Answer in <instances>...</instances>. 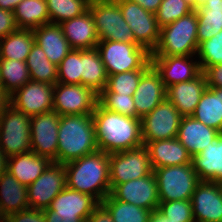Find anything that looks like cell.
<instances>
[{
	"label": "cell",
	"instance_id": "cell-8",
	"mask_svg": "<svg viewBox=\"0 0 222 222\" xmlns=\"http://www.w3.org/2000/svg\"><path fill=\"white\" fill-rule=\"evenodd\" d=\"M99 202L91 195L65 187L44 209L46 222H85Z\"/></svg>",
	"mask_w": 222,
	"mask_h": 222
},
{
	"label": "cell",
	"instance_id": "cell-19",
	"mask_svg": "<svg viewBox=\"0 0 222 222\" xmlns=\"http://www.w3.org/2000/svg\"><path fill=\"white\" fill-rule=\"evenodd\" d=\"M190 201L195 222H222V184L200 181Z\"/></svg>",
	"mask_w": 222,
	"mask_h": 222
},
{
	"label": "cell",
	"instance_id": "cell-50",
	"mask_svg": "<svg viewBox=\"0 0 222 222\" xmlns=\"http://www.w3.org/2000/svg\"><path fill=\"white\" fill-rule=\"evenodd\" d=\"M148 222H172L169 218L161 214L157 209L152 211Z\"/></svg>",
	"mask_w": 222,
	"mask_h": 222
},
{
	"label": "cell",
	"instance_id": "cell-37",
	"mask_svg": "<svg viewBox=\"0 0 222 222\" xmlns=\"http://www.w3.org/2000/svg\"><path fill=\"white\" fill-rule=\"evenodd\" d=\"M90 0H46L50 23L60 24L88 9Z\"/></svg>",
	"mask_w": 222,
	"mask_h": 222
},
{
	"label": "cell",
	"instance_id": "cell-49",
	"mask_svg": "<svg viewBox=\"0 0 222 222\" xmlns=\"http://www.w3.org/2000/svg\"><path fill=\"white\" fill-rule=\"evenodd\" d=\"M22 0H0V8L14 12Z\"/></svg>",
	"mask_w": 222,
	"mask_h": 222
},
{
	"label": "cell",
	"instance_id": "cell-39",
	"mask_svg": "<svg viewBox=\"0 0 222 222\" xmlns=\"http://www.w3.org/2000/svg\"><path fill=\"white\" fill-rule=\"evenodd\" d=\"M57 82L81 84V49H71L57 66Z\"/></svg>",
	"mask_w": 222,
	"mask_h": 222
},
{
	"label": "cell",
	"instance_id": "cell-17",
	"mask_svg": "<svg viewBox=\"0 0 222 222\" xmlns=\"http://www.w3.org/2000/svg\"><path fill=\"white\" fill-rule=\"evenodd\" d=\"M116 199L154 211L160 203L154 173L116 185L110 192Z\"/></svg>",
	"mask_w": 222,
	"mask_h": 222
},
{
	"label": "cell",
	"instance_id": "cell-21",
	"mask_svg": "<svg viewBox=\"0 0 222 222\" xmlns=\"http://www.w3.org/2000/svg\"><path fill=\"white\" fill-rule=\"evenodd\" d=\"M206 88V78L204 73L201 72L193 80L167 87L166 98L183 117H188L193 115Z\"/></svg>",
	"mask_w": 222,
	"mask_h": 222
},
{
	"label": "cell",
	"instance_id": "cell-23",
	"mask_svg": "<svg viewBox=\"0 0 222 222\" xmlns=\"http://www.w3.org/2000/svg\"><path fill=\"white\" fill-rule=\"evenodd\" d=\"M144 146L153 169L192 164V156L177 138L147 142Z\"/></svg>",
	"mask_w": 222,
	"mask_h": 222
},
{
	"label": "cell",
	"instance_id": "cell-42",
	"mask_svg": "<svg viewBox=\"0 0 222 222\" xmlns=\"http://www.w3.org/2000/svg\"><path fill=\"white\" fill-rule=\"evenodd\" d=\"M98 103L109 111L136 118L133 96L117 93H100L98 95Z\"/></svg>",
	"mask_w": 222,
	"mask_h": 222
},
{
	"label": "cell",
	"instance_id": "cell-36",
	"mask_svg": "<svg viewBox=\"0 0 222 222\" xmlns=\"http://www.w3.org/2000/svg\"><path fill=\"white\" fill-rule=\"evenodd\" d=\"M101 203L108 209L114 222H148L152 213L151 210L138 207L135 204L116 200L111 194Z\"/></svg>",
	"mask_w": 222,
	"mask_h": 222
},
{
	"label": "cell",
	"instance_id": "cell-34",
	"mask_svg": "<svg viewBox=\"0 0 222 222\" xmlns=\"http://www.w3.org/2000/svg\"><path fill=\"white\" fill-rule=\"evenodd\" d=\"M0 81L2 90L8 96L12 95L30 81V73L26 62L0 59Z\"/></svg>",
	"mask_w": 222,
	"mask_h": 222
},
{
	"label": "cell",
	"instance_id": "cell-27",
	"mask_svg": "<svg viewBox=\"0 0 222 222\" xmlns=\"http://www.w3.org/2000/svg\"><path fill=\"white\" fill-rule=\"evenodd\" d=\"M51 162L49 158L30 151L8 157L7 171L22 185L28 187L46 170Z\"/></svg>",
	"mask_w": 222,
	"mask_h": 222
},
{
	"label": "cell",
	"instance_id": "cell-54",
	"mask_svg": "<svg viewBox=\"0 0 222 222\" xmlns=\"http://www.w3.org/2000/svg\"><path fill=\"white\" fill-rule=\"evenodd\" d=\"M0 222H12V220L7 216V215H4L2 218H1V221Z\"/></svg>",
	"mask_w": 222,
	"mask_h": 222
},
{
	"label": "cell",
	"instance_id": "cell-53",
	"mask_svg": "<svg viewBox=\"0 0 222 222\" xmlns=\"http://www.w3.org/2000/svg\"><path fill=\"white\" fill-rule=\"evenodd\" d=\"M195 10L199 6H202L207 0H185Z\"/></svg>",
	"mask_w": 222,
	"mask_h": 222
},
{
	"label": "cell",
	"instance_id": "cell-30",
	"mask_svg": "<svg viewBox=\"0 0 222 222\" xmlns=\"http://www.w3.org/2000/svg\"><path fill=\"white\" fill-rule=\"evenodd\" d=\"M107 78L98 50L81 49V84L99 95L106 87Z\"/></svg>",
	"mask_w": 222,
	"mask_h": 222
},
{
	"label": "cell",
	"instance_id": "cell-5",
	"mask_svg": "<svg viewBox=\"0 0 222 222\" xmlns=\"http://www.w3.org/2000/svg\"><path fill=\"white\" fill-rule=\"evenodd\" d=\"M96 49L108 76L133 70H147L151 66V53L140 44L105 40L99 41Z\"/></svg>",
	"mask_w": 222,
	"mask_h": 222
},
{
	"label": "cell",
	"instance_id": "cell-25",
	"mask_svg": "<svg viewBox=\"0 0 222 222\" xmlns=\"http://www.w3.org/2000/svg\"><path fill=\"white\" fill-rule=\"evenodd\" d=\"M33 32L35 43L42 48L48 60L56 66L72 49L59 24H45L33 29Z\"/></svg>",
	"mask_w": 222,
	"mask_h": 222
},
{
	"label": "cell",
	"instance_id": "cell-46",
	"mask_svg": "<svg viewBox=\"0 0 222 222\" xmlns=\"http://www.w3.org/2000/svg\"><path fill=\"white\" fill-rule=\"evenodd\" d=\"M206 78L207 87L222 88V64H216L202 71Z\"/></svg>",
	"mask_w": 222,
	"mask_h": 222
},
{
	"label": "cell",
	"instance_id": "cell-14",
	"mask_svg": "<svg viewBox=\"0 0 222 222\" xmlns=\"http://www.w3.org/2000/svg\"><path fill=\"white\" fill-rule=\"evenodd\" d=\"M66 187L64 164L52 161L46 170L27 187L29 208L44 210Z\"/></svg>",
	"mask_w": 222,
	"mask_h": 222
},
{
	"label": "cell",
	"instance_id": "cell-31",
	"mask_svg": "<svg viewBox=\"0 0 222 222\" xmlns=\"http://www.w3.org/2000/svg\"><path fill=\"white\" fill-rule=\"evenodd\" d=\"M34 44L35 35L32 29H18L0 38V59L26 62Z\"/></svg>",
	"mask_w": 222,
	"mask_h": 222
},
{
	"label": "cell",
	"instance_id": "cell-29",
	"mask_svg": "<svg viewBox=\"0 0 222 222\" xmlns=\"http://www.w3.org/2000/svg\"><path fill=\"white\" fill-rule=\"evenodd\" d=\"M192 117L222 133V88L207 87Z\"/></svg>",
	"mask_w": 222,
	"mask_h": 222
},
{
	"label": "cell",
	"instance_id": "cell-16",
	"mask_svg": "<svg viewBox=\"0 0 222 222\" xmlns=\"http://www.w3.org/2000/svg\"><path fill=\"white\" fill-rule=\"evenodd\" d=\"M54 85L30 80L9 96L10 104L32 117L53 111Z\"/></svg>",
	"mask_w": 222,
	"mask_h": 222
},
{
	"label": "cell",
	"instance_id": "cell-40",
	"mask_svg": "<svg viewBox=\"0 0 222 222\" xmlns=\"http://www.w3.org/2000/svg\"><path fill=\"white\" fill-rule=\"evenodd\" d=\"M194 11L185 0H162L155 13L158 26L162 28Z\"/></svg>",
	"mask_w": 222,
	"mask_h": 222
},
{
	"label": "cell",
	"instance_id": "cell-33",
	"mask_svg": "<svg viewBox=\"0 0 222 222\" xmlns=\"http://www.w3.org/2000/svg\"><path fill=\"white\" fill-rule=\"evenodd\" d=\"M19 29H35L50 23L46 0H22L14 10Z\"/></svg>",
	"mask_w": 222,
	"mask_h": 222
},
{
	"label": "cell",
	"instance_id": "cell-3",
	"mask_svg": "<svg viewBox=\"0 0 222 222\" xmlns=\"http://www.w3.org/2000/svg\"><path fill=\"white\" fill-rule=\"evenodd\" d=\"M98 150L92 114L61 116L57 163L66 164Z\"/></svg>",
	"mask_w": 222,
	"mask_h": 222
},
{
	"label": "cell",
	"instance_id": "cell-13",
	"mask_svg": "<svg viewBox=\"0 0 222 222\" xmlns=\"http://www.w3.org/2000/svg\"><path fill=\"white\" fill-rule=\"evenodd\" d=\"M98 103V94L82 84L54 85L53 111L60 116L92 114Z\"/></svg>",
	"mask_w": 222,
	"mask_h": 222
},
{
	"label": "cell",
	"instance_id": "cell-32",
	"mask_svg": "<svg viewBox=\"0 0 222 222\" xmlns=\"http://www.w3.org/2000/svg\"><path fill=\"white\" fill-rule=\"evenodd\" d=\"M198 16V44L211 39L222 30V0H207L195 9Z\"/></svg>",
	"mask_w": 222,
	"mask_h": 222
},
{
	"label": "cell",
	"instance_id": "cell-48",
	"mask_svg": "<svg viewBox=\"0 0 222 222\" xmlns=\"http://www.w3.org/2000/svg\"><path fill=\"white\" fill-rule=\"evenodd\" d=\"M132 2L138 3L146 11L156 13L162 0H130Z\"/></svg>",
	"mask_w": 222,
	"mask_h": 222
},
{
	"label": "cell",
	"instance_id": "cell-20",
	"mask_svg": "<svg viewBox=\"0 0 222 222\" xmlns=\"http://www.w3.org/2000/svg\"><path fill=\"white\" fill-rule=\"evenodd\" d=\"M167 88L159 73L151 65L141 76L133 95L136 118L142 119L166 99Z\"/></svg>",
	"mask_w": 222,
	"mask_h": 222
},
{
	"label": "cell",
	"instance_id": "cell-1",
	"mask_svg": "<svg viewBox=\"0 0 222 222\" xmlns=\"http://www.w3.org/2000/svg\"><path fill=\"white\" fill-rule=\"evenodd\" d=\"M92 115L99 150L111 154L143 145L141 119L109 111L99 103Z\"/></svg>",
	"mask_w": 222,
	"mask_h": 222
},
{
	"label": "cell",
	"instance_id": "cell-11",
	"mask_svg": "<svg viewBox=\"0 0 222 222\" xmlns=\"http://www.w3.org/2000/svg\"><path fill=\"white\" fill-rule=\"evenodd\" d=\"M182 115L166 98L141 119L143 145L177 137Z\"/></svg>",
	"mask_w": 222,
	"mask_h": 222
},
{
	"label": "cell",
	"instance_id": "cell-35",
	"mask_svg": "<svg viewBox=\"0 0 222 222\" xmlns=\"http://www.w3.org/2000/svg\"><path fill=\"white\" fill-rule=\"evenodd\" d=\"M30 80L55 85L57 83V66L51 63L42 48L35 43L27 57Z\"/></svg>",
	"mask_w": 222,
	"mask_h": 222
},
{
	"label": "cell",
	"instance_id": "cell-52",
	"mask_svg": "<svg viewBox=\"0 0 222 222\" xmlns=\"http://www.w3.org/2000/svg\"><path fill=\"white\" fill-rule=\"evenodd\" d=\"M8 156L0 148V176L7 172Z\"/></svg>",
	"mask_w": 222,
	"mask_h": 222
},
{
	"label": "cell",
	"instance_id": "cell-15",
	"mask_svg": "<svg viewBox=\"0 0 222 222\" xmlns=\"http://www.w3.org/2000/svg\"><path fill=\"white\" fill-rule=\"evenodd\" d=\"M61 116L55 111L31 117V151L57 162L58 128Z\"/></svg>",
	"mask_w": 222,
	"mask_h": 222
},
{
	"label": "cell",
	"instance_id": "cell-51",
	"mask_svg": "<svg viewBox=\"0 0 222 222\" xmlns=\"http://www.w3.org/2000/svg\"><path fill=\"white\" fill-rule=\"evenodd\" d=\"M9 104V96L3 90H0V117Z\"/></svg>",
	"mask_w": 222,
	"mask_h": 222
},
{
	"label": "cell",
	"instance_id": "cell-4",
	"mask_svg": "<svg viewBox=\"0 0 222 222\" xmlns=\"http://www.w3.org/2000/svg\"><path fill=\"white\" fill-rule=\"evenodd\" d=\"M196 11L160 28L159 42L150 56H193L197 54Z\"/></svg>",
	"mask_w": 222,
	"mask_h": 222
},
{
	"label": "cell",
	"instance_id": "cell-28",
	"mask_svg": "<svg viewBox=\"0 0 222 222\" xmlns=\"http://www.w3.org/2000/svg\"><path fill=\"white\" fill-rule=\"evenodd\" d=\"M29 208L27 187L8 171L0 176V213L9 215Z\"/></svg>",
	"mask_w": 222,
	"mask_h": 222
},
{
	"label": "cell",
	"instance_id": "cell-12",
	"mask_svg": "<svg viewBox=\"0 0 222 222\" xmlns=\"http://www.w3.org/2000/svg\"><path fill=\"white\" fill-rule=\"evenodd\" d=\"M120 7L122 16L135 36V40L152 53L156 48L160 27L154 13L146 11L138 3L130 0H115Z\"/></svg>",
	"mask_w": 222,
	"mask_h": 222
},
{
	"label": "cell",
	"instance_id": "cell-22",
	"mask_svg": "<svg viewBox=\"0 0 222 222\" xmlns=\"http://www.w3.org/2000/svg\"><path fill=\"white\" fill-rule=\"evenodd\" d=\"M72 49H94L99 39L89 9L81 15L59 24Z\"/></svg>",
	"mask_w": 222,
	"mask_h": 222
},
{
	"label": "cell",
	"instance_id": "cell-6",
	"mask_svg": "<svg viewBox=\"0 0 222 222\" xmlns=\"http://www.w3.org/2000/svg\"><path fill=\"white\" fill-rule=\"evenodd\" d=\"M88 9L94 19L99 41L139 44L115 0H90Z\"/></svg>",
	"mask_w": 222,
	"mask_h": 222
},
{
	"label": "cell",
	"instance_id": "cell-41",
	"mask_svg": "<svg viewBox=\"0 0 222 222\" xmlns=\"http://www.w3.org/2000/svg\"><path fill=\"white\" fill-rule=\"evenodd\" d=\"M196 57L201 71L207 67L222 64V30L211 39L199 44Z\"/></svg>",
	"mask_w": 222,
	"mask_h": 222
},
{
	"label": "cell",
	"instance_id": "cell-44",
	"mask_svg": "<svg viewBox=\"0 0 222 222\" xmlns=\"http://www.w3.org/2000/svg\"><path fill=\"white\" fill-rule=\"evenodd\" d=\"M12 222H46L44 210L25 209L16 213L7 215Z\"/></svg>",
	"mask_w": 222,
	"mask_h": 222
},
{
	"label": "cell",
	"instance_id": "cell-18",
	"mask_svg": "<svg viewBox=\"0 0 222 222\" xmlns=\"http://www.w3.org/2000/svg\"><path fill=\"white\" fill-rule=\"evenodd\" d=\"M150 61L166 88L180 82L193 80L202 72L196 55L150 56Z\"/></svg>",
	"mask_w": 222,
	"mask_h": 222
},
{
	"label": "cell",
	"instance_id": "cell-10",
	"mask_svg": "<svg viewBox=\"0 0 222 222\" xmlns=\"http://www.w3.org/2000/svg\"><path fill=\"white\" fill-rule=\"evenodd\" d=\"M110 190L116 185L140 179L153 173L144 145L109 154Z\"/></svg>",
	"mask_w": 222,
	"mask_h": 222
},
{
	"label": "cell",
	"instance_id": "cell-43",
	"mask_svg": "<svg viewBox=\"0 0 222 222\" xmlns=\"http://www.w3.org/2000/svg\"><path fill=\"white\" fill-rule=\"evenodd\" d=\"M157 210L172 222H195L190 200L160 202Z\"/></svg>",
	"mask_w": 222,
	"mask_h": 222
},
{
	"label": "cell",
	"instance_id": "cell-45",
	"mask_svg": "<svg viewBox=\"0 0 222 222\" xmlns=\"http://www.w3.org/2000/svg\"><path fill=\"white\" fill-rule=\"evenodd\" d=\"M14 12L0 8V38L18 30Z\"/></svg>",
	"mask_w": 222,
	"mask_h": 222
},
{
	"label": "cell",
	"instance_id": "cell-9",
	"mask_svg": "<svg viewBox=\"0 0 222 222\" xmlns=\"http://www.w3.org/2000/svg\"><path fill=\"white\" fill-rule=\"evenodd\" d=\"M31 117L9 104L0 117V148L8 156L31 151Z\"/></svg>",
	"mask_w": 222,
	"mask_h": 222
},
{
	"label": "cell",
	"instance_id": "cell-26",
	"mask_svg": "<svg viewBox=\"0 0 222 222\" xmlns=\"http://www.w3.org/2000/svg\"><path fill=\"white\" fill-rule=\"evenodd\" d=\"M192 165L201 181L222 184V133L202 152L192 157Z\"/></svg>",
	"mask_w": 222,
	"mask_h": 222
},
{
	"label": "cell",
	"instance_id": "cell-7",
	"mask_svg": "<svg viewBox=\"0 0 222 222\" xmlns=\"http://www.w3.org/2000/svg\"><path fill=\"white\" fill-rule=\"evenodd\" d=\"M160 202L191 200L201 181L192 164L153 169Z\"/></svg>",
	"mask_w": 222,
	"mask_h": 222
},
{
	"label": "cell",
	"instance_id": "cell-38",
	"mask_svg": "<svg viewBox=\"0 0 222 222\" xmlns=\"http://www.w3.org/2000/svg\"><path fill=\"white\" fill-rule=\"evenodd\" d=\"M146 70H133L129 72L109 75L105 89L101 93H117L133 96Z\"/></svg>",
	"mask_w": 222,
	"mask_h": 222
},
{
	"label": "cell",
	"instance_id": "cell-24",
	"mask_svg": "<svg viewBox=\"0 0 222 222\" xmlns=\"http://www.w3.org/2000/svg\"><path fill=\"white\" fill-rule=\"evenodd\" d=\"M219 135V131L188 116L182 117L176 138L193 157L208 147L210 142H214Z\"/></svg>",
	"mask_w": 222,
	"mask_h": 222
},
{
	"label": "cell",
	"instance_id": "cell-2",
	"mask_svg": "<svg viewBox=\"0 0 222 222\" xmlns=\"http://www.w3.org/2000/svg\"><path fill=\"white\" fill-rule=\"evenodd\" d=\"M64 166L66 187L91 195L99 203L110 194L108 153L98 150Z\"/></svg>",
	"mask_w": 222,
	"mask_h": 222
},
{
	"label": "cell",
	"instance_id": "cell-47",
	"mask_svg": "<svg viewBox=\"0 0 222 222\" xmlns=\"http://www.w3.org/2000/svg\"><path fill=\"white\" fill-rule=\"evenodd\" d=\"M85 222H114L108 209L99 203Z\"/></svg>",
	"mask_w": 222,
	"mask_h": 222
}]
</instances>
